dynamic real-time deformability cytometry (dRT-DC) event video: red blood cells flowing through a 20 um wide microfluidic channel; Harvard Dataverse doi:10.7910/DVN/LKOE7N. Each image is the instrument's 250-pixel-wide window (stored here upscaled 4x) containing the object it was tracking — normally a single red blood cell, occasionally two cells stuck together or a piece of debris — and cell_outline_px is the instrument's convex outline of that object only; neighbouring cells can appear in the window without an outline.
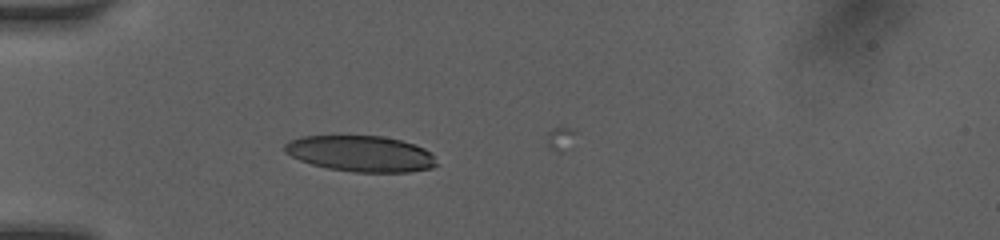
{"species": "human", "species_latin": "Homo sapiens", "temperature_condition": "room temperature", "stored_images_in_passage": 2, "camera_frame_rate_fps": 3000, "um_per_image_px": 0.085, "donor": {"sex": "female"}, "frame": {"image": 1, "passage_image": 1, "time_ms": 0.0, "image_size_px": [1000, 240], "cell_outline_px": [[436, 164], [432, 168], [408, 172], [352, 172], [328, 168], [312, 164], [300, 160], [284, 152], [284, 144], [288, 140], [304, 136], [384, 136], [400, 140], [424, 148], [432, 156]], "centroid_in_image_um": [30.62, 13.06], "position_along_channel_um": 54.4, "area_um2": 31.62}}